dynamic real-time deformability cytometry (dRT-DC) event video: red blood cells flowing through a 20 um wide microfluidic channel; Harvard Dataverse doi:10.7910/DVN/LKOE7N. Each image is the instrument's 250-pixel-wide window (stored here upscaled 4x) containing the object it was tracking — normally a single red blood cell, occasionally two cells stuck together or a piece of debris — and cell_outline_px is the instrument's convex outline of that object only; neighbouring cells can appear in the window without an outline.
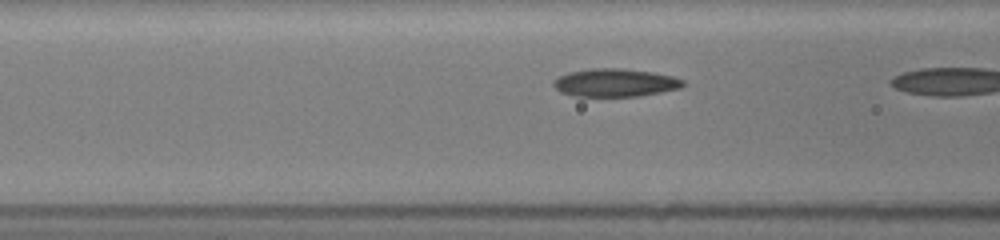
{"species": "common noctule bat (a hibernating species)", "species_latin": "Nyctalus noctula", "temperature_condition": "room temperature", "stored_images_in_passage": 6, "camera_frame_rate_fps": 3000, "um_per_image_px": 0.085, "animal": {"sex": "female", "body_mass_g": 19.5, "forearm_length_mm": 54.1}, "frame": {"image": 1, "passage_image": 5, "time_ms": 1.333, "image_size_px": [1000, 240], "cell_outline_px": [[684, 84], [680, 88], [640, 96], [572, 96], [560, 92], [552, 84], [560, 76], [568, 72], [592, 68], [620, 68], [652, 72], [672, 76], [684, 80]], "centroid_in_image_um": [52.28, 7.03], "position_along_channel_um": 114.3, "area_um2": 21.04}}